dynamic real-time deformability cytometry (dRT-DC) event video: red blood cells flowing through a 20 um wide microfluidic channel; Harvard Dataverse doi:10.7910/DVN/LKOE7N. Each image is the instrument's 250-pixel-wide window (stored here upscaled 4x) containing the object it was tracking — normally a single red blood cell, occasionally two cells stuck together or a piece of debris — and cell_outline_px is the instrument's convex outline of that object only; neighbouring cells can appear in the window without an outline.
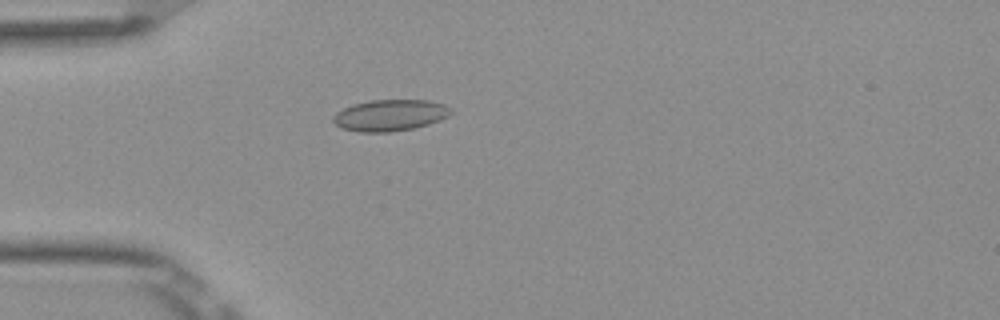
{"species": "Egyptian fruit bat (a non-hibernating species)", "species_latin": "Rousettus aegyptiacus", "temperature_condition": "room temperature", "stored_images_in_passage": 46, "camera_frame_rate_fps": 3000, "um_per_image_px": 0.085, "frame": {"image": 1, "passage_image": 10, "time_ms": 3.0, "image_size_px": [1000, 320], "cell_outline_px": [[452, 112], [448, 116], [440, 120], [428, 124], [412, 128], [392, 132], [360, 132], [340, 128], [332, 120], [332, 116], [336, 112], [352, 104], [368, 100], [428, 100], [444, 104], [452, 108]], "centroid_in_image_um": [33.14, 9.79], "position_along_channel_um": 51.9, "area_um2": 21.68}}
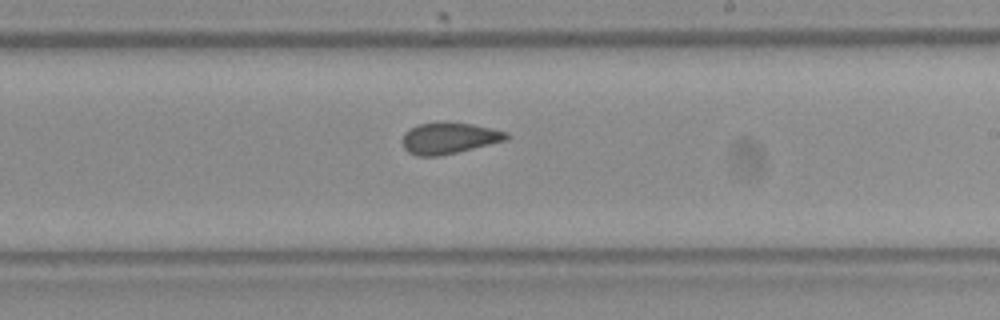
{"frame": {"image": 2, "passage_image": 26, "time_ms": 8.333, "image_size_px": [1000, 320], "cell_outline_px": [[512, 136], [508, 140], [440, 156], [416, 156], [408, 152], [404, 148], [400, 140], [404, 132], [416, 124], [444, 120], [472, 124], [492, 128], [508, 132]], "centroid_in_image_um": [38.15, 11.72], "position_along_channel_um": 250.8, "area_um2": 19.65}}
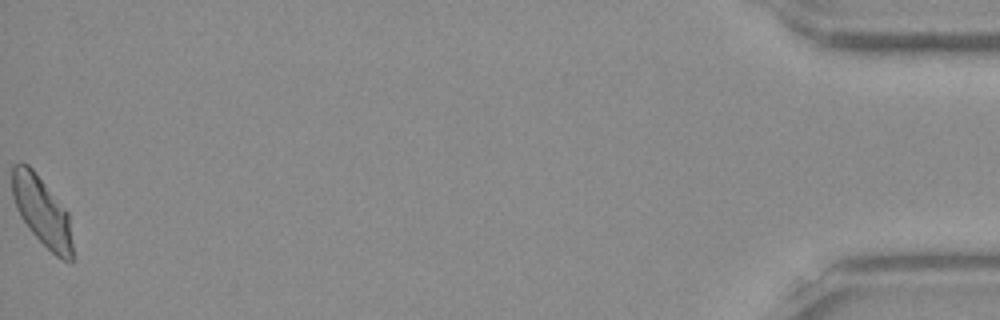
{"frame": {"image": 3, "passage_image": 46, "time_ms": 15.0, "image_size_px": [1000, 320], "cell_outline_px": [[72, 260], [64, 260], [56, 256], [28, 228], [20, 216], [16, 208], [12, 196], [12, 164], [20, 160], [28, 164], [32, 168], [68, 212], [72, 244]], "centroid_in_image_um": [3.52, 17.9], "position_along_channel_um": 431.7, "area_um2": 24.16}, "authors_computed_cell_mechanics": {"area_um2": 21.9062, "velocity_mm_per_s": 3.92, "shape_relaxation_time_tau1_ms": null, "shape_relaxation_time_tau2_ms": 1.5846, "deformation_change_tau1": null, "deformation_change_tau2": 0.0503}}